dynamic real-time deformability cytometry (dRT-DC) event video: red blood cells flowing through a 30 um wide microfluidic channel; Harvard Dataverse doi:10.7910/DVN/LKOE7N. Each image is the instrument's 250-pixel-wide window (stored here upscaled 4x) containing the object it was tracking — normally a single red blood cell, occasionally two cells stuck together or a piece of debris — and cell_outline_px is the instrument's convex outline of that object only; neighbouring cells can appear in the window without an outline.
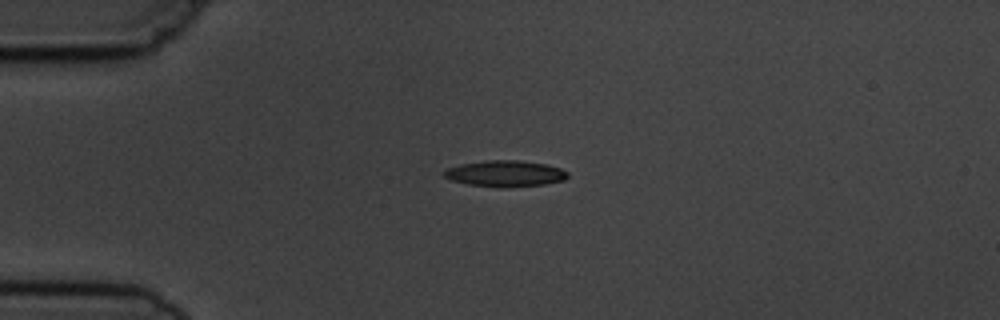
{"species": "common noctule bat (a hibernating species)", "species_latin": "Nyctalus noctula", "temperature_condition": "cold", "stored_images_in_passage": 2, "camera_frame_rate_fps": 3000, "um_per_image_px": 0.085, "animal": {"sex": "male", "body_mass_g": 19.5, "forearm_length_mm": 54.6}, "frame": {"image": 1, "passage_image": 1, "time_ms": 0.0, "image_size_px": [1000, 320], "cell_outline_px": [[568, 176], [564, 180], [544, 184], [500, 188], [468, 184], [452, 180], [444, 176], [444, 172], [448, 168], [460, 164], [488, 160], [516, 160], [548, 164], [560, 168], [568, 172]], "centroid_in_image_um": [42.97, 14.75], "position_along_channel_um": 42.0, "area_um2": 18.79}}